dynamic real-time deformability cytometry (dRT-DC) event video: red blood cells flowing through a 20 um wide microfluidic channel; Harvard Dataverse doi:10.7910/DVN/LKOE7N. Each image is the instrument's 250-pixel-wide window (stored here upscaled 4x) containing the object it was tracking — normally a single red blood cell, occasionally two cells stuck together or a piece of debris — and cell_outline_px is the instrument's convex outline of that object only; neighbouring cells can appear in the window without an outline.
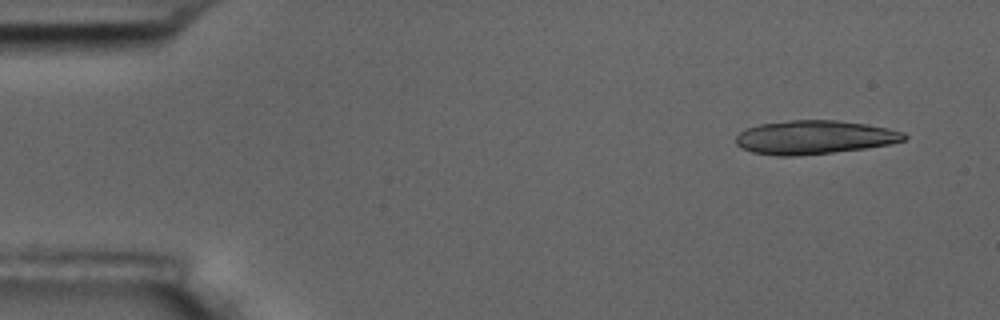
{"species": "common noctule bat (a hibernating species)", "species_latin": "Nyctalus noctula", "temperature_condition": "room temperature", "stored_images_in_passage": 4, "camera_frame_rate_fps": 3000, "um_per_image_px": 0.085, "animal": {"sex": "male", "body_mass_g": 17.5, "forearm_length_mm": 52.3}, "frame": {"image": 1, "passage_image": 1, "time_ms": 0.0, "image_size_px": [1000, 320], "cell_outline_px": [[908, 136], [904, 140], [892, 144], [864, 148], [832, 152], [796, 156], [776, 156], [752, 152], [736, 144], [736, 136], [744, 128], [760, 124], [792, 120], [836, 120], [864, 124], [888, 128], [904, 132]], "centroid_in_image_um": [69.21, 11.67], "position_along_channel_um": 15.8, "area_um2": 32.95}}